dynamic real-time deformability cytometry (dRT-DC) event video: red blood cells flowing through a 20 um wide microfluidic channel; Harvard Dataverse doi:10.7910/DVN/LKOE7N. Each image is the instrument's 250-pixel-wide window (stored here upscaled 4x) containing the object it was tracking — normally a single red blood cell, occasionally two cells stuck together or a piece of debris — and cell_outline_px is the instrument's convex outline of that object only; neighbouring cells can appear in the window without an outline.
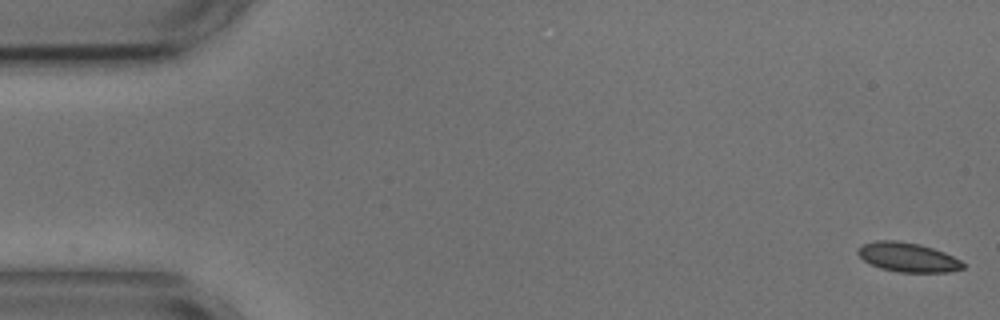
{"species": "common noctule bat (a hibernating species)", "species_latin": "Nyctalus noctula", "temperature_condition": "cold", "stored_images_in_passage": 55, "camera_frame_rate_fps": 3000, "um_per_image_px": 0.085, "animal": {"sex": "male", "body_mass_g": 17.9, "forearm_length_mm": 54.2}, "frame": {"image": 1, "passage_image": 1, "time_ms": 0.0, "image_size_px": [1000, 320], "cell_outline_px": [[964, 268], [948, 272], [900, 272], [880, 268], [864, 260], [856, 252], [860, 244], [876, 240], [900, 240], [920, 244], [944, 252], [960, 260], [964, 264]], "centroid_in_image_um": [77.14, 21.85], "position_along_channel_um": 7.9, "area_um2": 17.98}}
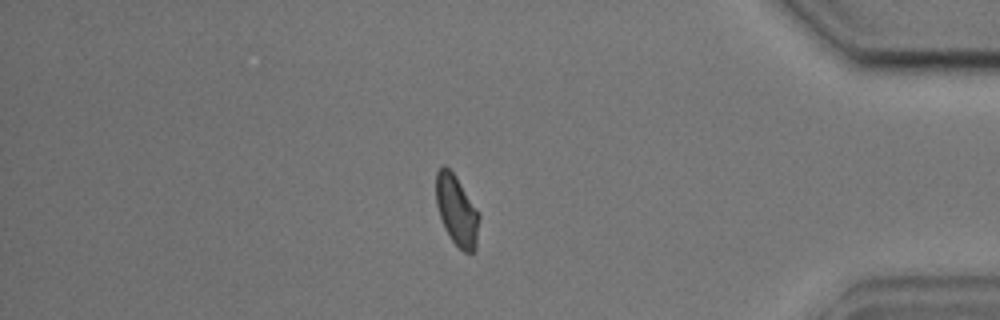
{"frame": {"image": 2, "passage_image": 47, "time_ms": 15.333, "image_size_px": [1000, 320], "cell_outline_px": [[480, 216], [476, 248], [472, 252], [464, 252], [452, 240], [444, 228], [436, 204], [436, 172], [444, 164], [456, 176], [480, 212]], "centroid_in_image_um": [38.84, 17.88], "position_along_channel_um": 396.4, "area_um2": 17.74}}
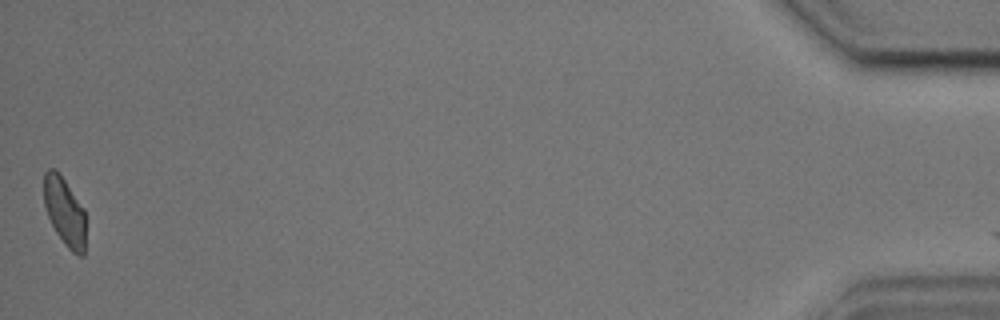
{"frame": {"image": 3, "passage_image": 55, "time_ms": 18.0, "image_size_px": [1000, 320], "cell_outline_px": [[84, 256], [80, 256], [72, 252], [64, 244], [56, 232], [48, 216], [44, 204], [44, 172], [48, 168], [52, 168], [64, 180], [84, 208]], "centroid_in_image_um": [5.48, 18.0], "position_along_channel_um": 429.7, "area_um2": 16.3}, "authors_computed_cell_mechanics": {"area_um2": 17.918, "velocity_mm_per_s": 3.5851, "shape_relaxation_time_tau1_ms": 5.469, "shape_relaxation_time_tau2_ms": 2.1254, "deformation_change_tau1": 0.0887, "deformation_change_tau2": 0.061}}